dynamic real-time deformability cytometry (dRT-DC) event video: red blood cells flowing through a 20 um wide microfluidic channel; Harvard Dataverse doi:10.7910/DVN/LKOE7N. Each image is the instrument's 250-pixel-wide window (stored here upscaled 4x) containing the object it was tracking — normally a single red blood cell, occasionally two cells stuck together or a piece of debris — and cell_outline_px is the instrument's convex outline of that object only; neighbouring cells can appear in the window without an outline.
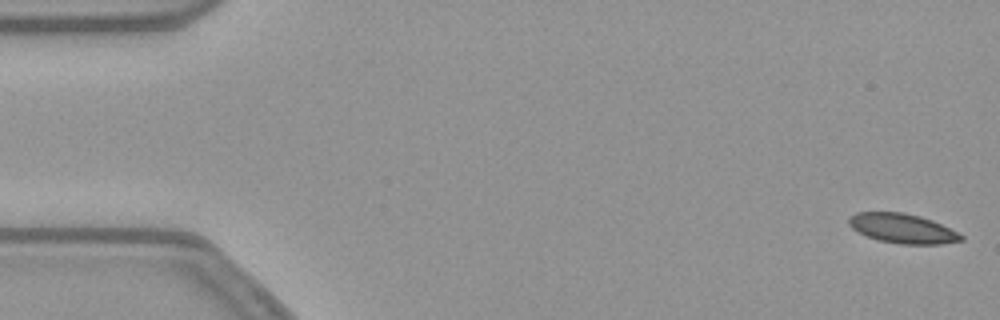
{"species": "common noctule bat (a hibernating species)", "species_latin": "Nyctalus noctula", "temperature_condition": "warm", "stored_images_in_passage": 54, "camera_frame_rate_fps": 3000, "um_per_image_px": 0.085, "animal": {"sex": "female", "body_mass_g": 21.9}, "frame": {"image": 1, "passage_image": 1, "time_ms": 0.0, "image_size_px": [1000, 320], "cell_outline_px": [[964, 240], [940, 244], [900, 244], [880, 240], [868, 236], [852, 228], [848, 224], [848, 216], [856, 212], [904, 212], [920, 216], [932, 220], [964, 236]], "centroid_in_image_um": [76.69, 19.41], "position_along_channel_um": 8.3, "area_um2": 19.19}}
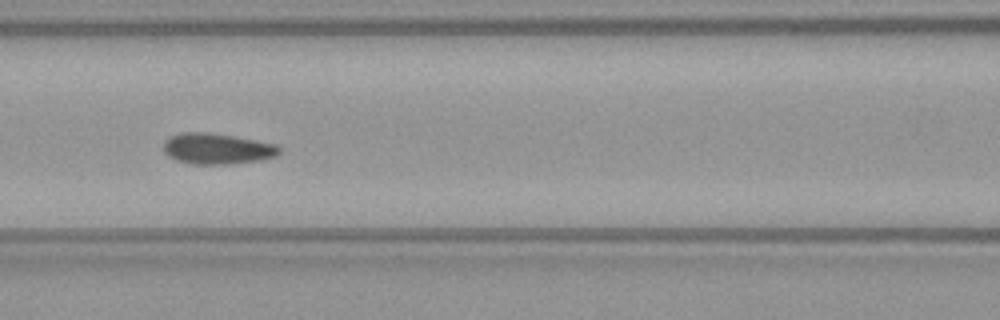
{"frame": {"image": 2, "passage_image": 23, "time_ms": 7.333, "image_size_px": [1000, 320], "cell_outline_px": [[280, 152], [276, 156], [260, 160], [232, 164], [192, 164], [176, 160], [168, 156], [164, 152], [164, 140], [172, 136], [184, 132], [208, 132], [256, 140], [276, 144], [280, 148]], "centroid_in_image_um": [18.45, 12.64], "position_along_channel_um": 148.1, "area_um2": 20.81}}
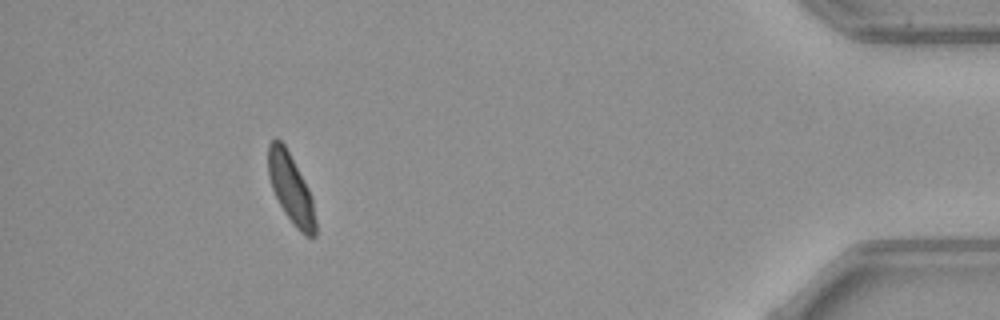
{"frame": {"image": 3, "passage_image": 49, "time_ms": 16.0, "image_size_px": [1000, 320], "cell_outline_px": [[316, 236], [304, 236], [296, 228], [284, 212], [272, 188], [268, 176], [268, 144], [276, 136], [284, 144], [308, 188], [312, 196], [316, 220]], "centroid_in_image_um": [24.73, 16.04], "position_along_channel_um": 410.5, "area_um2": 19.02}, "authors_computed_cell_mechanics": {"area_um2": 20.2589, "velocity_mm_per_s": 3.783, "shape_relaxation_time_tau1_ms": 10.63, "shape_relaxation_time_tau2_ms": 0.9432, "deformation_change_tau1": 0.1679, "deformation_change_tau2": 0.0575}}